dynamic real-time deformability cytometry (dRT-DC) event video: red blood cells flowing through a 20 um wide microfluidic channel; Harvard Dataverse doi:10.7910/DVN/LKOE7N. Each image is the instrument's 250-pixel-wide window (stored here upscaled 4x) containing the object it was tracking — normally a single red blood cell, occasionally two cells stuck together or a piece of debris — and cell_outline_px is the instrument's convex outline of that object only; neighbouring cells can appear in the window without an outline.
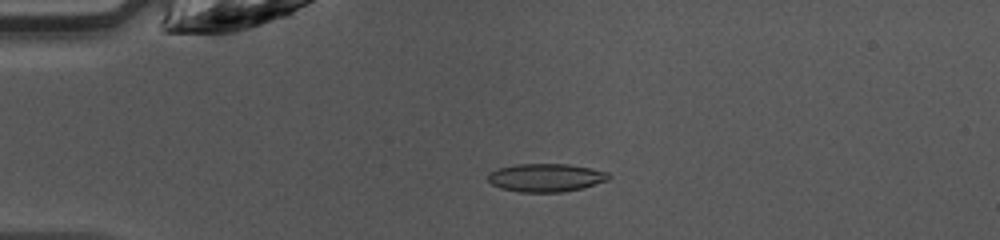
{"species": "common noctule bat (a hibernating species)", "species_latin": "Nyctalus noctula", "temperature_condition": "warm", "stored_images_in_passage": 41, "camera_frame_rate_fps": 3000, "um_per_image_px": 0.085, "animal": {"sex": "female", "body_mass_g": 10.0, "forearm_length_mm": 53.1}, "frame": {"image": 1, "passage_image": 5, "time_ms": 1.333, "image_size_px": [1000, 240], "cell_outline_px": [[612, 176], [608, 180], [584, 188], [564, 192], [516, 192], [500, 188], [492, 184], [488, 180], [488, 172], [496, 168], [516, 164], [568, 164], [592, 168], [608, 172]], "centroid_in_image_um": [46.4, 15.1], "position_along_channel_um": 38.6, "area_um2": 20.17}}
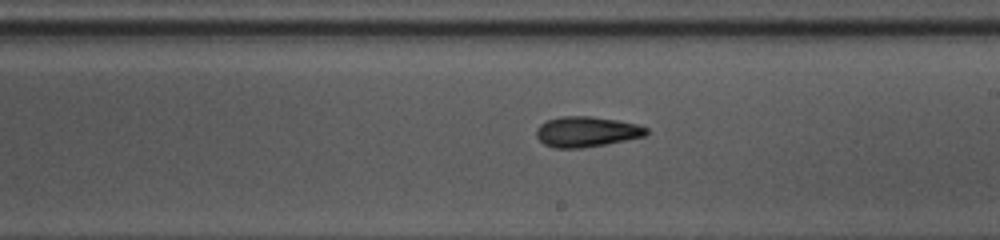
{"frame": {"image": 2, "passage_image": 21, "time_ms": 6.667, "image_size_px": [1000, 240], "cell_outline_px": [[648, 132], [644, 136], [604, 144], [580, 148], [552, 148], [544, 144], [536, 136], [536, 128], [540, 124], [548, 120], [560, 116], [592, 116], [616, 120], [636, 124], [648, 128]], "centroid_in_image_um": [49.81, 11.19], "position_along_channel_um": 239.2, "area_um2": 19.36}}
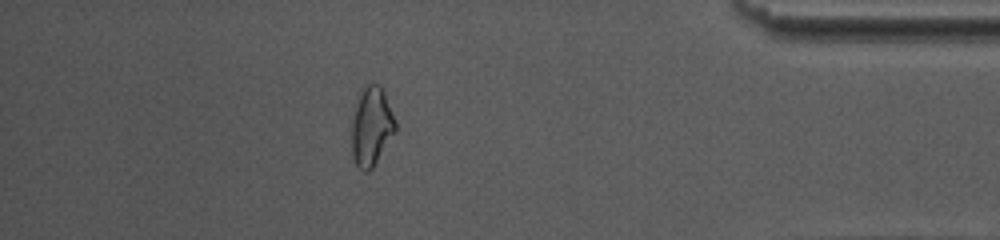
{"frame": {"image": 3, "passage_image": 35, "time_ms": 11.333, "image_size_px": [1000, 240], "cell_outline_px": [[396, 132], [372, 168], [368, 172], [364, 172], [356, 164], [352, 156], [352, 120], [360, 88], [364, 84], [380, 84], [384, 92], [396, 120]], "centroid_in_image_um": [31.58, 10.72], "position_along_channel_um": 403.6, "area_um2": 20.29}, "authors_computed_cell_mechanics": {"area_um2": 19.4208, "velocity_mm_per_s": 4.2895, "shape_relaxation_time_tau1_ms": 6.1802, "shape_relaxation_time_tau2_ms": 2.4992, "deformation_change_tau1": 0.1844, "deformation_change_tau2": 0.1112}}